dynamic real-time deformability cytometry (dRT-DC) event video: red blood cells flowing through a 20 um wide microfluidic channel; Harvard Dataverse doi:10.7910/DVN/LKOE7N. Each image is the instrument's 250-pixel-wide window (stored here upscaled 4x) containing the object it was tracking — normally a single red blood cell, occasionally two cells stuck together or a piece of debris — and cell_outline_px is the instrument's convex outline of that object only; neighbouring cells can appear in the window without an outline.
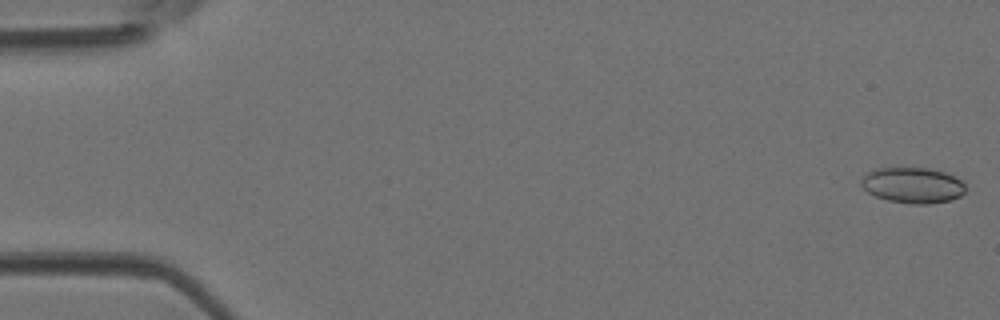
{"species": "Egyptian fruit bat (a non-hibernating species)", "species_latin": "Rousettus aegyptiacus", "temperature_condition": "room temperature", "stored_images_in_passage": 9, "camera_frame_rate_fps": 3000, "um_per_image_px": 0.085, "animal": {"sex": "female"}, "frame": {"image": 1, "passage_image": 1, "time_ms": 0.0, "image_size_px": [1000, 320], "cell_outline_px": [[968, 188], [960, 196], [952, 200], [928, 204], [912, 204], [888, 200], [876, 196], [868, 192], [860, 184], [860, 180], [864, 172], [876, 168], [928, 168], [944, 172], [960, 180]], "centroid_in_image_um": [77.56, 15.74], "position_along_channel_um": 7.4, "area_um2": 21.85}}